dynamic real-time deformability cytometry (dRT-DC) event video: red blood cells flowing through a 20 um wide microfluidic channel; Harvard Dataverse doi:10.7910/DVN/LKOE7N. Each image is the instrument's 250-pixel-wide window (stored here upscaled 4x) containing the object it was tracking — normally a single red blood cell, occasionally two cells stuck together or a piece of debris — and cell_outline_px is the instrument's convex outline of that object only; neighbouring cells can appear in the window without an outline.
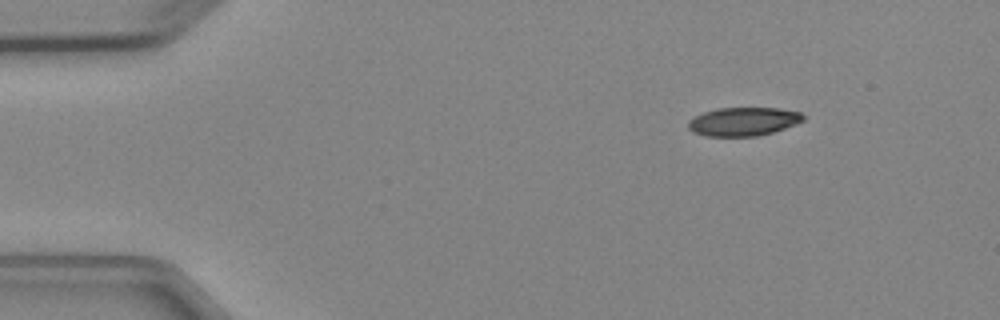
{"species": "Egyptian fruit bat (a non-hibernating species)", "species_latin": "Rousettus aegyptiacus", "temperature_condition": "cold", "stored_images_in_passage": 5, "segment_of_instrument_passage": [2, 2], "camera_frame_rate_fps": 3000, "um_per_image_px": 0.085, "animal": {"sex": "female"}, "frame": {"image": 1, "passage_image": 5, "time_ms": 5.667, "image_size_px": [1000, 320], "cell_outline_px": [[804, 120], [796, 124], [772, 132], [756, 136], [708, 136], [692, 132], [688, 128], [688, 120], [704, 112], [716, 108], [780, 108], [800, 112], [804, 116]], "centroid_in_image_um": [63.18, 10.33], "position_along_channel_um": 21.8, "area_um2": 19.07}}